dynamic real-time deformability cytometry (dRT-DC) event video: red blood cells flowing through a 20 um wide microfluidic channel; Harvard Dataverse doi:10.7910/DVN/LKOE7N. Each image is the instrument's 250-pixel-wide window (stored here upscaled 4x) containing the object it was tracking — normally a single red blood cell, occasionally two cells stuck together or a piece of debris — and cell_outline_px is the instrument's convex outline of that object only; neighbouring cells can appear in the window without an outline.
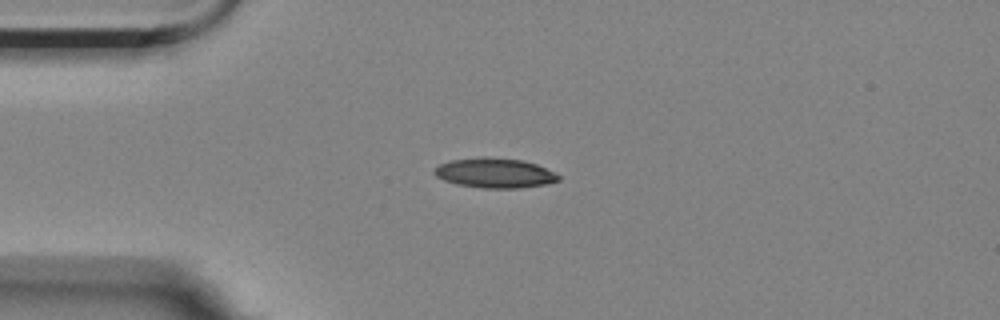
{"species": "Egyptian fruit bat (a non-hibernating species)", "species_latin": "Rousettus aegyptiacus", "temperature_condition": "room temperature", "stored_images_in_passage": 3, "camera_frame_rate_fps": 3000, "um_per_image_px": 0.085, "animal": {"sex": "female"}, "frame": {"image": 1, "passage_image": 1, "time_ms": 0.0, "image_size_px": [1000, 320], "cell_outline_px": [[560, 180], [544, 184], [520, 188], [484, 188], [456, 184], [444, 180], [436, 176], [432, 172], [440, 164], [448, 160], [484, 156], [524, 160], [536, 164], [556, 172], [560, 176]], "centroid_in_image_um": [42.05, 14.69], "position_along_channel_um": 42.9, "area_um2": 21.73}}
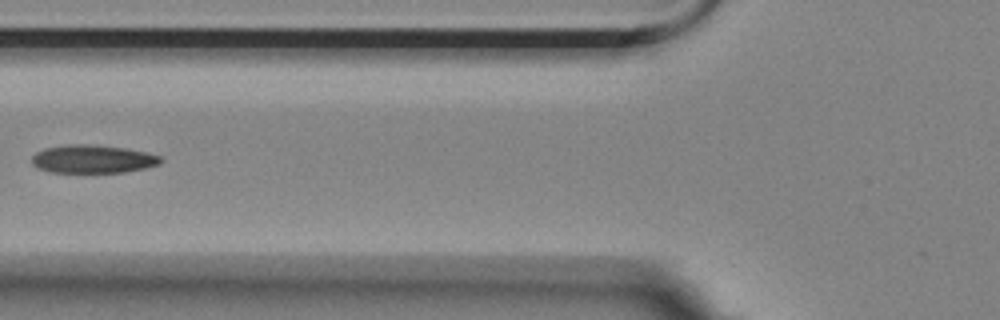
{"frame": {"image": 2, "passage_image": 3, "time_ms": 2.667, "image_size_px": [1000, 320], "cell_outline_px": [[164, 160], [160, 164], [144, 168], [124, 172], [48, 172], [36, 168], [32, 164], [32, 156], [36, 152], [44, 148], [68, 144], [88, 144], [124, 148], [144, 152], [160, 156]], "centroid_in_image_um": [7.85, 13.52], "position_along_channel_um": 118.0, "area_um2": 21.15}}